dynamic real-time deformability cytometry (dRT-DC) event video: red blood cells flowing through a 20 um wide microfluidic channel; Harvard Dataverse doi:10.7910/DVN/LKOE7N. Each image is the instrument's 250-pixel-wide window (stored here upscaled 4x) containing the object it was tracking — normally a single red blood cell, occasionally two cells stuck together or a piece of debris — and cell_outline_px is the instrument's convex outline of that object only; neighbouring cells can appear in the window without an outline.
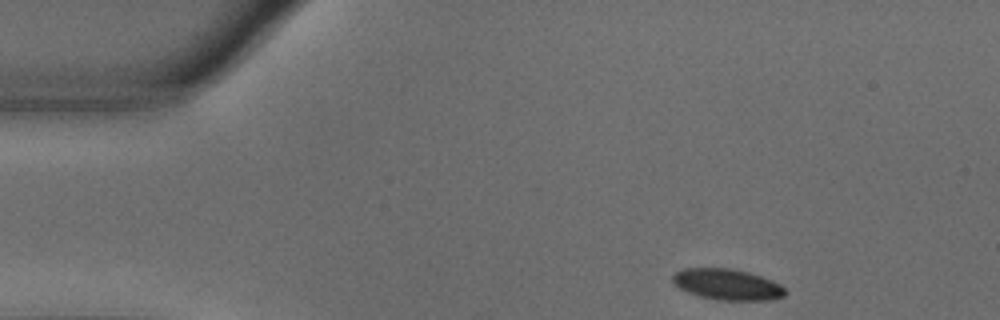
{"species": "common noctule bat (a hibernating species)", "species_latin": "Nyctalus noctula", "temperature_condition": "warm", "stored_images_in_passage": 48, "camera_frame_rate_fps": 3000, "um_per_image_px": 0.085, "animal": {"sex": "male", "body_mass_g": 18.8}, "frame": {"image": 1, "passage_image": 1, "time_ms": 0.0, "image_size_px": [1000, 320], "cell_outline_px": [[784, 296], [768, 300], [720, 300], [700, 296], [688, 292], [680, 288], [672, 280], [672, 276], [676, 272], [684, 268], [732, 268], [748, 272], [772, 280], [780, 284], [784, 288]], "centroid_in_image_um": [61.81, 24.17], "position_along_channel_um": 23.2, "area_um2": 20.11}}
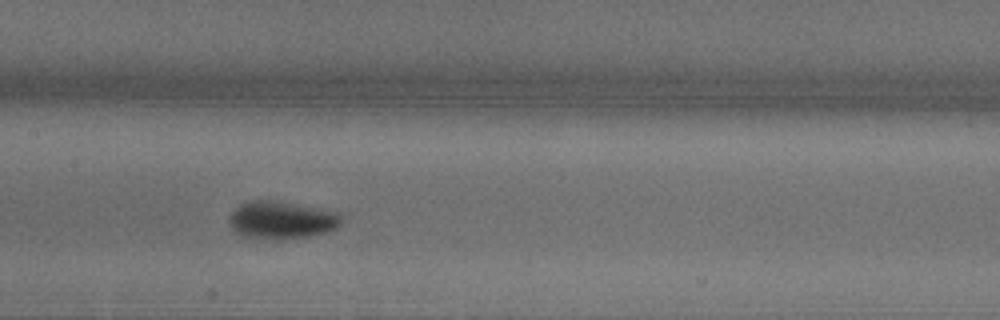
{"frame": {"image": 2, "passage_image": 20, "time_ms": 6.333, "image_size_px": [1000, 320], "cell_outline_px": [[340, 224], [336, 228], [328, 232], [308, 236], [268, 240], [244, 236], [236, 232], [232, 228], [228, 220], [228, 216], [240, 204], [248, 200], [280, 200], [340, 212]], "centroid_in_image_um": [23.92, 18.68], "position_along_channel_um": 183.5, "area_um2": 24.91}}
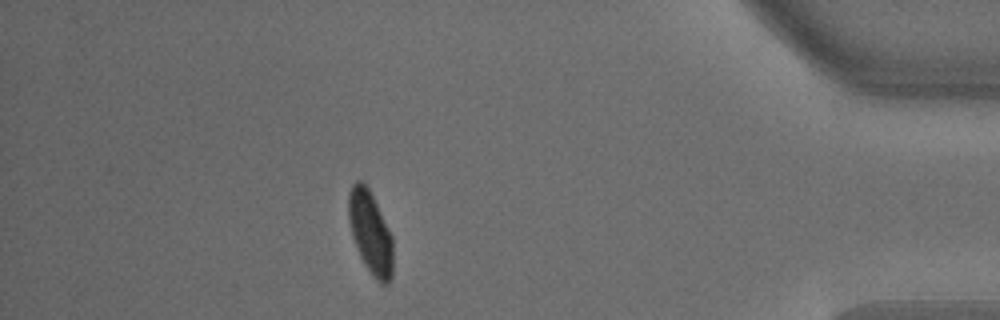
{"frame": {"image": 3, "passage_image": 42, "time_ms": 13.667, "image_size_px": [1000, 320], "cell_outline_px": [[392, 276], [388, 284], [380, 284], [376, 280], [360, 256], [352, 236], [348, 220], [348, 196], [352, 184], [356, 180], [364, 180], [392, 236]], "centroid_in_image_um": [31.46, 19.75], "position_along_channel_um": 403.7, "area_um2": 21.21}, "authors_computed_cell_mechanics": {"area_um2": 21.7906, "velocity_mm_per_s": 3.6356, "shape_relaxation_time_tau1_ms": 3.1402, "shape_relaxation_time_tau2_ms": null, "deformation_change_tau1": 0.1516, "deformation_change_tau2": null}}